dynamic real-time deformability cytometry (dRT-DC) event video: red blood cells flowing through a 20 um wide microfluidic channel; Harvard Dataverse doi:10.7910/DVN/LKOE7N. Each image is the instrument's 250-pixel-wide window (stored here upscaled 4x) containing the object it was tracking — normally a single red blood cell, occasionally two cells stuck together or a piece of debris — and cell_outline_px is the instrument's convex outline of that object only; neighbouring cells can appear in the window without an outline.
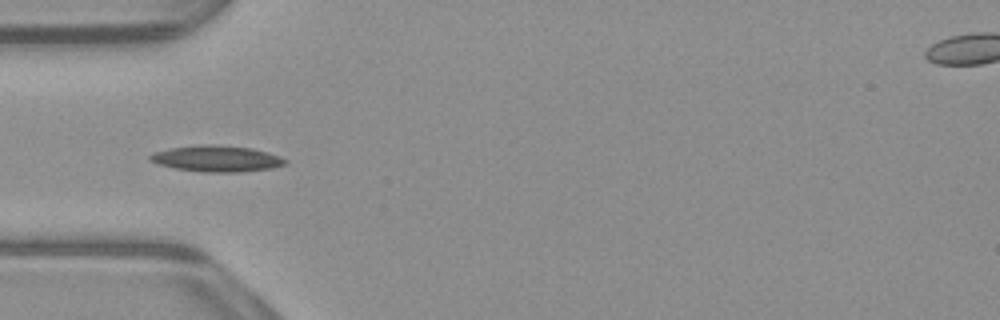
{"species": "common noctule bat (a hibernating species)", "species_latin": "Nyctalus noctula", "temperature_condition": "warm", "stored_images_in_passage": 12, "camera_frame_rate_fps": 3000, "um_per_image_px": 0.085, "animal": {"sex": "male", "body_mass_g": 23.1, "forearm_length_mm": 52.7}, "frame": {"image": 1, "passage_image": 3, "time_ms": 0.667, "image_size_px": [1000, 320], "cell_outline_px": [[288, 160], [284, 164], [272, 168], [240, 172], [204, 172], [176, 168], [160, 164], [148, 160], [148, 156], [152, 152], [172, 148], [200, 144], [216, 144], [252, 148], [268, 152], [280, 156]], "centroid_in_image_um": [18.42, 13.47], "position_along_channel_um": 66.6, "area_um2": 20.63}}